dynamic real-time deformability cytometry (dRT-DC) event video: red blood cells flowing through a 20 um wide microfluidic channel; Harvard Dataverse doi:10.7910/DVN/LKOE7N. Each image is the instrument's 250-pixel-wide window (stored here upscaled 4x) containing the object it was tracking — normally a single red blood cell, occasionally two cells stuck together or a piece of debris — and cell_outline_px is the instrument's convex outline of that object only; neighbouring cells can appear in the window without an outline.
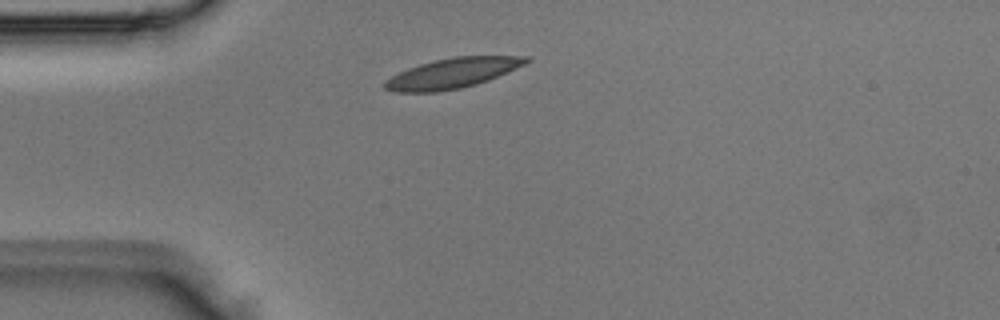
{"species": "Egyptian fruit bat (a non-hibernating species)", "species_latin": "Rousettus aegyptiacus", "temperature_condition": "room temperature", "stored_images_in_passage": 2, "camera_frame_rate_fps": 3000, "um_per_image_px": 0.085, "animal": {"sex": "male"}, "frame": {"image": 1, "passage_image": 1, "time_ms": 0.0, "image_size_px": [1000, 320], "cell_outline_px": [[532, 60], [524, 64], [488, 80], [476, 84], [460, 88], [436, 92], [396, 92], [384, 88], [384, 80], [408, 68], [420, 64], [436, 60], [456, 56], [532, 56]], "centroid_in_image_um": [38.46, 6.22], "position_along_channel_um": 46.5, "area_um2": 24.51}}